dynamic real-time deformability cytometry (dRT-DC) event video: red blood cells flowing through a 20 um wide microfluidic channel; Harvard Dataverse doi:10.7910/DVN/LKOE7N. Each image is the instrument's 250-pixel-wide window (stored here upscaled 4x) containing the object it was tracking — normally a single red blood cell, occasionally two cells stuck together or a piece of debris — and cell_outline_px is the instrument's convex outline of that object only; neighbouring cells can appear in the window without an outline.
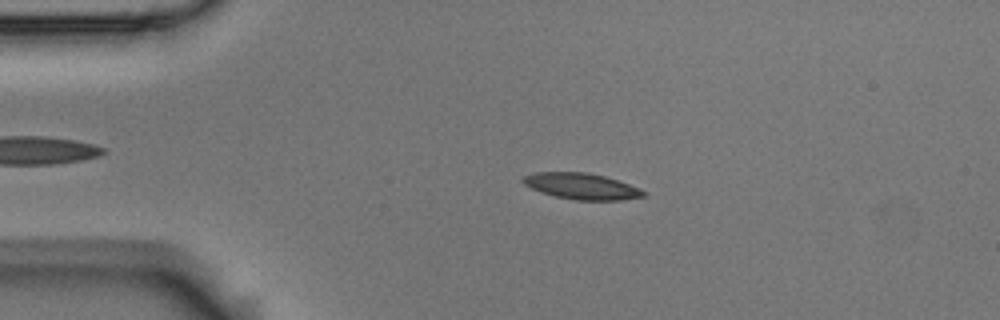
{"species": "Egyptian fruit bat (a non-hibernating species)", "species_latin": "Rousettus aegyptiacus", "temperature_condition": "room temperature", "stored_images_in_passage": 4, "camera_frame_rate_fps": 3000, "um_per_image_px": 0.085, "animal": {"sex": "male"}, "frame": {"image": 1, "passage_image": 3, "time_ms": 0.667, "image_size_px": [1000, 320], "cell_outline_px": [[648, 192], [644, 196], [620, 200], [576, 200], [556, 196], [540, 192], [524, 184], [520, 180], [524, 176], [536, 172], [588, 172], [604, 176], [628, 184]], "centroid_in_image_um": [49.41, 15.82], "position_along_channel_um": 35.6, "area_um2": 18.21}}